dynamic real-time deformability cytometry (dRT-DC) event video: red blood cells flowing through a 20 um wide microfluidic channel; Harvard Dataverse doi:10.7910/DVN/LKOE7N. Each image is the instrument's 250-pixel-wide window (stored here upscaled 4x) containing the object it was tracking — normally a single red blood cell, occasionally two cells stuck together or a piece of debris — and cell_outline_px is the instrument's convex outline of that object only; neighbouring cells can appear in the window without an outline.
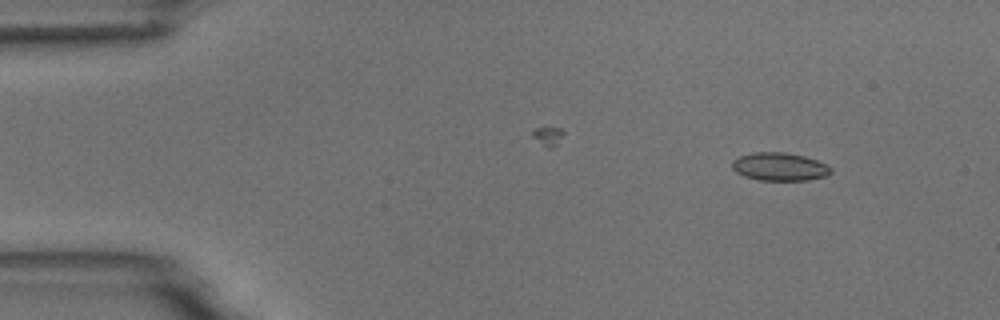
{"species": "common noctule bat (a hibernating species)", "species_latin": "Nyctalus noctula", "temperature_condition": "room temperature", "stored_images_in_passage": 4, "camera_frame_rate_fps": 3000, "um_per_image_px": 0.085, "animal": {"sex": "male", "body_mass_g": 18.8}, "frame": {"image": 1, "passage_image": 1, "time_ms": 0.0, "image_size_px": [1000, 320], "cell_outline_px": [[832, 172], [828, 176], [808, 180], [760, 180], [744, 176], [736, 172], [732, 168], [732, 160], [740, 156], [752, 152], [784, 152], [804, 156], [828, 164], [832, 168]], "centroid_in_image_um": [66.29, 14.17], "position_along_channel_um": 18.7, "area_um2": 16.3}}
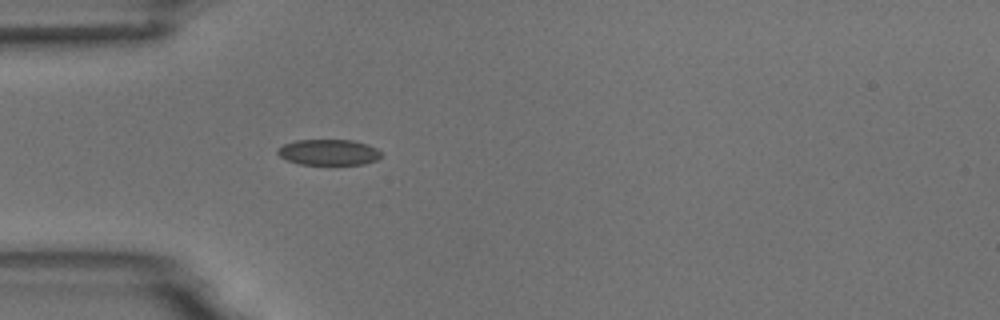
{"frame": {"image": 2, "passage_image": 4, "time_ms": 3.333, "image_size_px": [1000, 320], "cell_outline_px": [[384, 156], [376, 160], [364, 164], [300, 164], [288, 160], [280, 156], [276, 152], [276, 148], [284, 144], [296, 140], [352, 140], [368, 144], [376, 148]], "centroid_in_image_um": [27.94, 12.93], "position_along_channel_um": 57.1, "area_um2": 15.61}}